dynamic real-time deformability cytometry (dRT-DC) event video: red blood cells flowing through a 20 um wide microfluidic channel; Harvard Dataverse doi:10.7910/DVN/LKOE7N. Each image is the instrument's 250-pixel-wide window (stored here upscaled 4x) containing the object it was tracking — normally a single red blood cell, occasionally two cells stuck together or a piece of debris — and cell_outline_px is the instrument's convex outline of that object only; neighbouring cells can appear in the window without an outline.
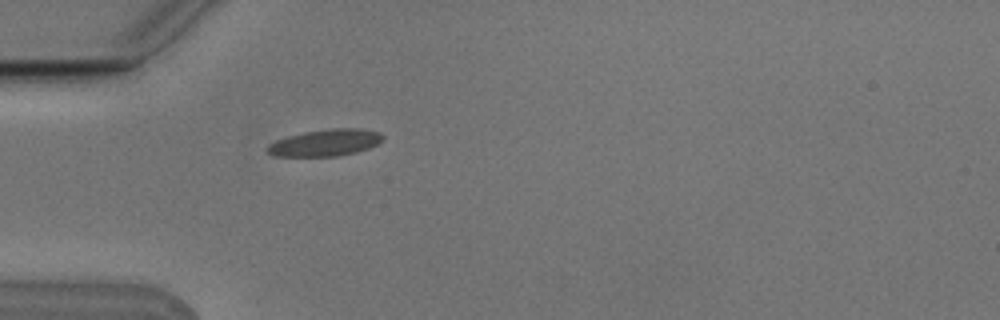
{"species": "Egyptian fruit bat (a non-hibernating species)", "species_latin": "Rousettus aegyptiacus", "temperature_condition": "cold", "stored_images_in_passage": 1, "camera_frame_rate_fps": 3000, "um_per_image_px": 0.085, "animal": {"sex": "male"}, "frame": {"image": 1, "passage_image": 1, "time_ms": 0.0, "image_size_px": [1000, 320], "cell_outline_px": [[384, 136], [376, 144], [368, 148], [356, 152], [336, 156], [276, 156], [268, 152], [268, 144], [276, 140], [288, 136], [304, 132], [332, 128], [360, 128], [380, 132]], "centroid_in_image_um": [27.66, 12.12], "position_along_channel_um": 57.3, "area_um2": 17.8}}